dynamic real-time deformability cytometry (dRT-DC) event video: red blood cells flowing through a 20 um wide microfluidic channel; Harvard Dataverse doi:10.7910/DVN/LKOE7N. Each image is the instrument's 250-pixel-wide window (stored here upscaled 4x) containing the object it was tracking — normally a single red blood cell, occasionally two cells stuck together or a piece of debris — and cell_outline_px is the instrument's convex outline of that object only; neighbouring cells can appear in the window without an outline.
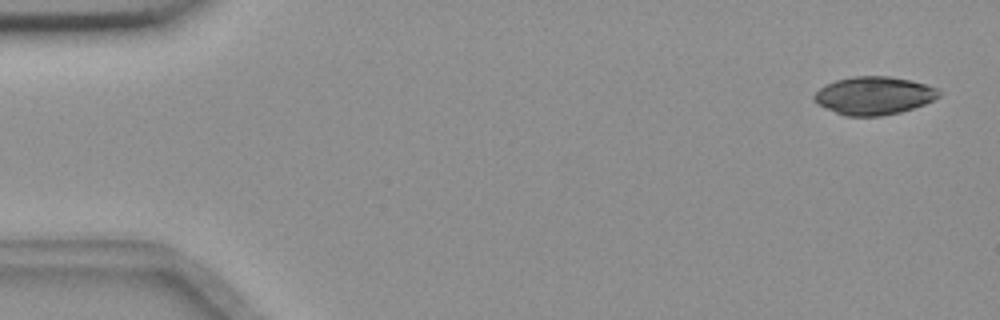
{"species": "common noctule bat (a hibernating species)", "species_latin": "Nyctalus noctula", "temperature_condition": "room temperature", "stored_images_in_passage": 5, "camera_frame_rate_fps": 3000, "um_per_image_px": 0.085, "animal": {"sex": "female", "body_mass_g": 18.4}, "frame": {"image": 1, "passage_image": 1, "time_ms": 0.0, "image_size_px": [1000, 320], "cell_outline_px": [[940, 96], [924, 104], [900, 112], [880, 116], [844, 116], [816, 104], [812, 100], [812, 96], [824, 84], [836, 80], [852, 76], [888, 76], [912, 80], [936, 88], [940, 92]], "centroid_in_image_um": [74.23, 8.12], "position_along_channel_um": 10.8, "area_um2": 27.74}}
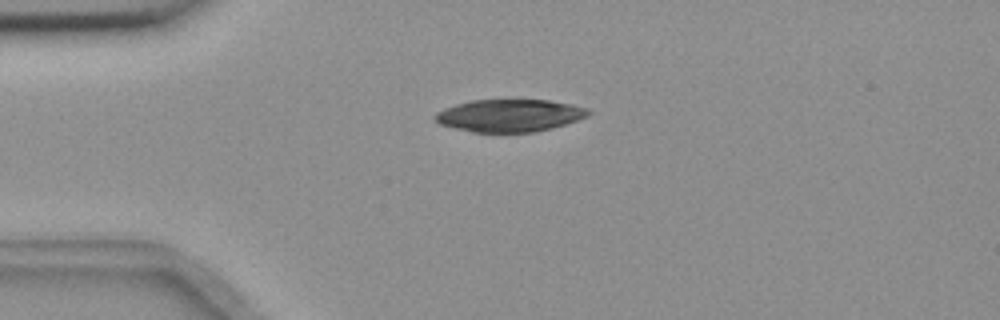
{"frame": {"image": 2, "passage_image": 4, "time_ms": 1.0, "image_size_px": [1000, 320], "cell_outline_px": [[592, 112], [588, 116], [552, 128], [536, 132], [472, 132], [440, 124], [432, 116], [436, 112], [444, 108], [456, 104], [472, 100], [548, 100], [572, 104], [588, 108]], "centroid_in_image_um": [43.32, 9.81], "position_along_channel_um": 41.7, "area_um2": 28.96}}